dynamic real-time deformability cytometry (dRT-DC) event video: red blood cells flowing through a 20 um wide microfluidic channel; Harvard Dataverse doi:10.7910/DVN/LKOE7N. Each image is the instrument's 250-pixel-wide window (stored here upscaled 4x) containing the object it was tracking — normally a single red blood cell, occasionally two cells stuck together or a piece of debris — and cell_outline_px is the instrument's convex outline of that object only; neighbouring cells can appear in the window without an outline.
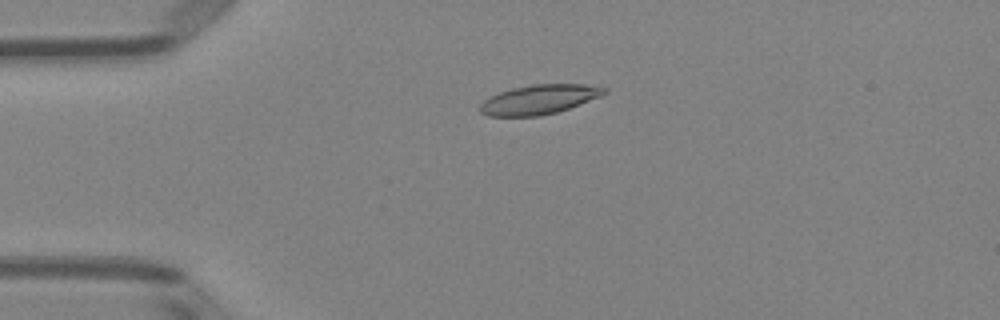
{"species": "Egyptian fruit bat (a non-hibernating species)", "species_latin": "Rousettus aegyptiacus", "temperature_condition": "room temperature", "stored_images_in_passage": 51, "camera_frame_rate_fps": 3000, "um_per_image_px": 0.085, "animal": {"sex": "female"}, "frame": {"image": 1, "passage_image": 12, "time_ms": 3.667, "image_size_px": [1000, 320], "cell_outline_px": [[608, 92], [600, 96], [580, 104], [556, 112], [540, 116], [488, 116], [480, 112], [480, 104], [484, 100], [500, 92], [512, 88], [532, 84], [584, 84], [608, 88]], "centroid_in_image_um": [45.83, 8.45], "position_along_channel_um": 39.2, "area_um2": 21.21}}
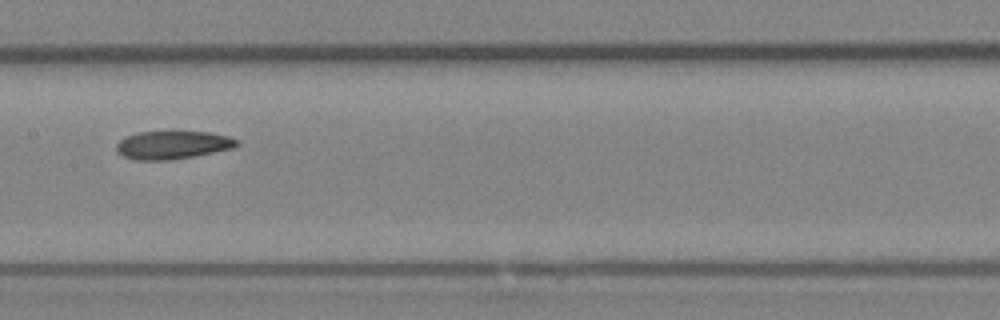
{"frame": {"image": 2, "passage_image": 26, "time_ms": 8.333, "image_size_px": [1000, 320], "cell_outline_px": [[240, 144], [236, 148], [192, 156], [168, 160], [136, 160], [124, 156], [116, 152], [116, 144], [124, 136], [136, 132], [172, 128], [208, 132], [228, 136], [240, 140]], "centroid_in_image_um": [14.68, 12.26], "position_along_channel_um": 192.7, "area_um2": 20.87}}
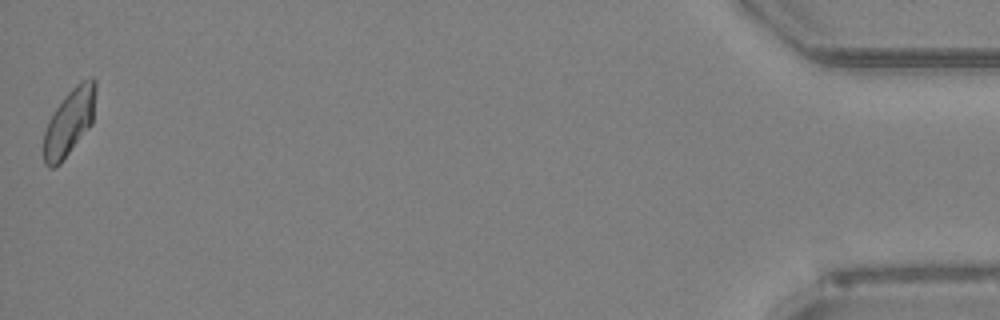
{"frame": {"image": 3, "passage_image": 51, "time_ms": 16.667, "image_size_px": [1000, 320], "cell_outline_px": [[96, 92], [92, 124], [60, 164], [52, 168], [48, 168], [44, 164], [44, 132], [48, 120], [64, 96], [80, 80], [92, 76], [96, 80]], "centroid_in_image_um": [5.9, 10.35], "position_along_channel_um": 429.3, "area_um2": 20.35}, "authors_computed_cell_mechanics": {"area_um2": 20.4612, "velocity_mm_per_s": 3.9611, "shape_relaxation_time_tau1_ms": null, "shape_relaxation_time_tau2_ms": 5.5561, "deformation_change_tau1": null, "deformation_change_tau2": 0.1095}}